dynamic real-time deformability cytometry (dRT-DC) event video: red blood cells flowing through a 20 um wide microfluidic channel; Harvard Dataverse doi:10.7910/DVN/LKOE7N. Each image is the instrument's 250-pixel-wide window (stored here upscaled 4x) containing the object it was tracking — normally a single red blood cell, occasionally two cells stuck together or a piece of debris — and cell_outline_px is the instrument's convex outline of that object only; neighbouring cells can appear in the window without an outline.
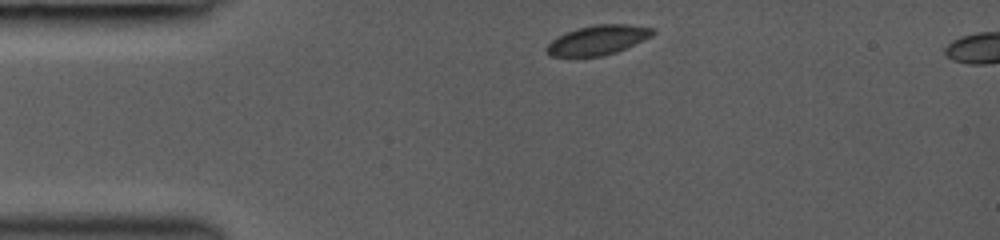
{"species": "common noctule bat (a hibernating species)", "species_latin": "Nyctalus noctula", "temperature_condition": "room temperature", "stored_images_in_passage": 34, "camera_frame_rate_fps": 3000, "um_per_image_px": 0.085, "animal": {"sex": "female", "body_mass_g": 19.0, "forearm_length_mm": 53.3}, "frame": {"image": 1, "passage_image": 1, "time_ms": 0.0, "image_size_px": [1000, 240], "cell_outline_px": [[656, 32], [652, 36], [616, 52], [600, 56], [548, 56], [544, 52], [544, 48], [552, 40], [568, 32], [580, 28], [596, 24], [628, 24], [656, 28]], "centroid_in_image_um": [50.83, 3.4], "position_along_channel_um": 34.2, "area_um2": 18.15}}
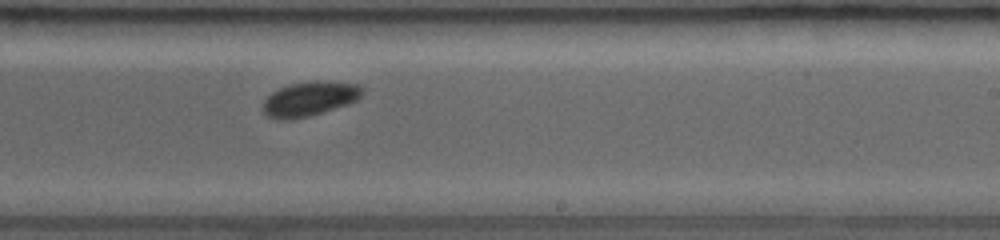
{"frame": {"image": 2, "passage_image": 20, "time_ms": 6.333, "image_size_px": [1000, 240], "cell_outline_px": [[364, 92], [356, 100], [348, 104], [308, 116], [292, 120], [276, 120], [268, 116], [264, 112], [264, 100], [272, 92], [280, 88], [292, 84], [316, 80], [356, 84], [364, 88]], "centroid_in_image_um": [26.31, 8.41], "position_along_channel_um": 262.7, "area_um2": 19.77}}
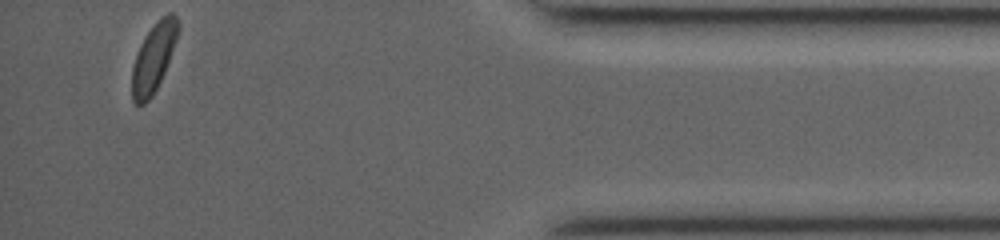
{"frame": {"image": 3, "passage_image": 34, "time_ms": 11.0, "image_size_px": [1000, 240], "cell_outline_px": [[180, 28], [176, 40], [164, 72], [152, 96], [144, 104], [136, 104], [132, 100], [132, 68], [140, 44], [144, 36], [156, 20], [160, 16], [168, 12], [172, 12], [180, 20]], "centroid_in_image_um": [13.07, 4.82], "position_along_channel_um": 422.1, "area_um2": 18.44}, "authors_computed_cell_mechanics": {"area_um2": 19.3919, "velocity_mm_per_s": 4.2504, "shape_relaxation_time_tau1_ms": 1.8999, "shape_relaxation_time_tau2_ms": null, "deformation_change_tau1": 0.0668, "deformation_change_tau2": null}}